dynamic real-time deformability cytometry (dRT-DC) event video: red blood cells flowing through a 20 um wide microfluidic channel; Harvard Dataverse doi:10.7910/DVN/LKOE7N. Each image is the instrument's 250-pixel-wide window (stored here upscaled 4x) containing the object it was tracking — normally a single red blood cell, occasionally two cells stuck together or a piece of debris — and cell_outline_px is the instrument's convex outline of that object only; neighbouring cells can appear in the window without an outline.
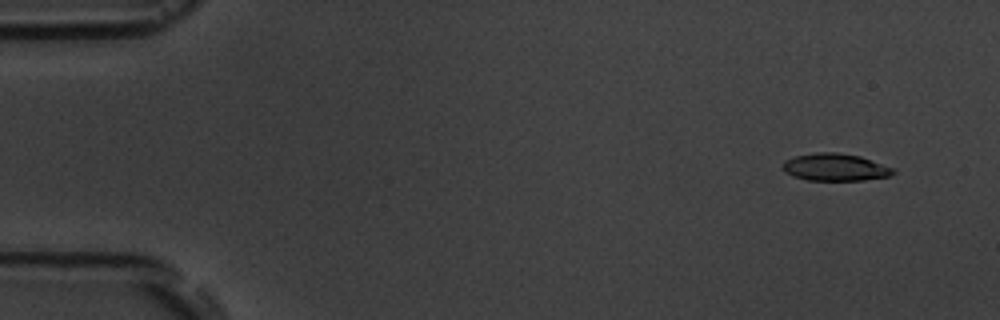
{"species": "common noctule bat (a hibernating species)", "species_latin": "Nyctalus noctula", "temperature_condition": "room temperature", "stored_images_in_passage": 6, "camera_frame_rate_fps": 3000, "um_per_image_px": 0.085, "animal": {"sex": "male", "body_mass_g": 19.5, "forearm_length_mm": 54.6}, "frame": {"image": 1, "passage_image": 1, "time_ms": 0.0, "image_size_px": [1000, 320], "cell_outline_px": [[896, 172], [888, 176], [864, 180], [808, 180], [792, 176], [784, 172], [784, 160], [792, 156], [816, 152], [836, 152], [860, 156], [892, 168]], "centroid_in_image_um": [70.94, 14.21], "position_along_channel_um": 14.1, "area_um2": 17.51}}
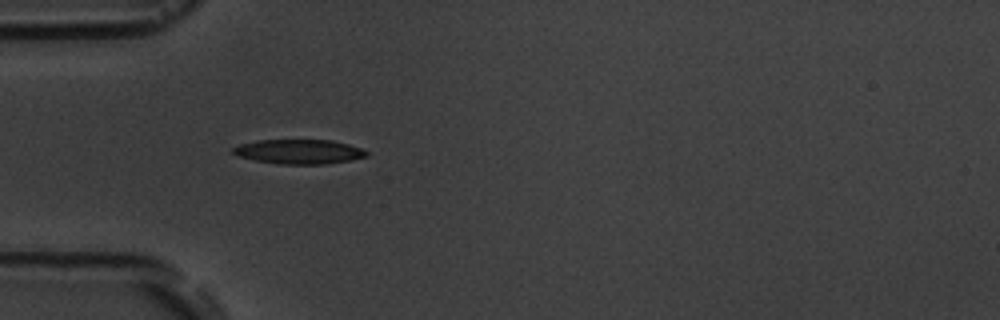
{"frame": {"image": 2, "passage_image": 5, "time_ms": 4.333, "image_size_px": [1000, 320], "cell_outline_px": [[368, 156], [348, 160], [324, 164], [280, 164], [256, 160], [236, 156], [232, 152], [232, 148], [240, 144], [256, 140], [332, 140], [348, 144], [360, 148], [368, 152]], "centroid_in_image_um": [25.38, 12.88], "position_along_channel_um": 59.6, "area_um2": 18.96}}
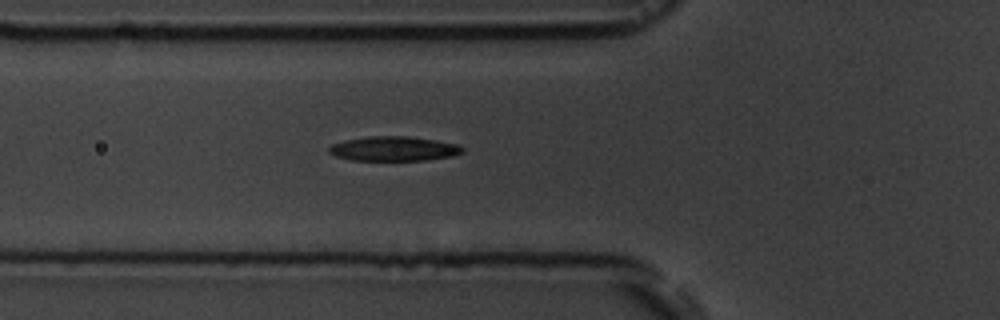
{"frame": {"image": 3, "passage_image": 6, "time_ms": 5.333, "image_size_px": [1000, 320], "cell_outline_px": [[464, 152], [452, 156], [428, 160], [352, 160], [336, 156], [328, 152], [328, 148], [332, 144], [344, 140], [368, 136], [408, 136], [436, 140], [456, 144], [464, 148]], "centroid_in_image_um": [33.47, 12.64], "position_along_channel_um": 92.3, "area_um2": 19.13}}